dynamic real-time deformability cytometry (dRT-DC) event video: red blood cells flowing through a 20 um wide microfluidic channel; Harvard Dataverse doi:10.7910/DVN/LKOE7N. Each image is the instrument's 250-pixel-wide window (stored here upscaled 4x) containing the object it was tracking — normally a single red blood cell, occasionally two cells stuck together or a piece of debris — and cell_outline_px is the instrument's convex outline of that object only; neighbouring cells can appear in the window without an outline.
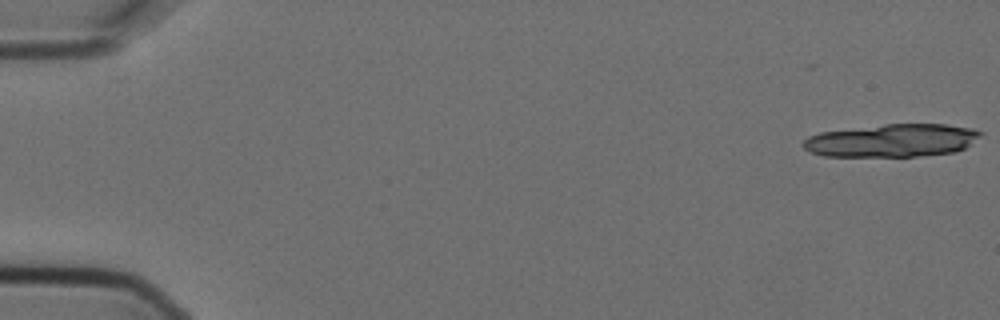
{"species": "Egyptian fruit bat (a non-hibernating species)", "species_latin": "Rousettus aegyptiacus", "temperature_condition": "cold", "stored_images_in_passage": 2, "camera_frame_rate_fps": 3000, "um_per_image_px": 0.085, "animal": {"sex": "female"}, "frame": {"image": 1, "passage_image": 2, "time_ms": 0.333, "image_size_px": [1000, 320], "cell_outline_px": [[984, 132], [980, 136], [964, 148], [956, 152], [916, 156], [824, 156], [812, 152], [804, 148], [800, 144], [808, 136], [820, 132], [884, 124], [944, 124], [972, 128]], "centroid_in_image_um": [75.81, 11.93], "position_along_channel_um": 9.2, "area_um2": 33.99}}